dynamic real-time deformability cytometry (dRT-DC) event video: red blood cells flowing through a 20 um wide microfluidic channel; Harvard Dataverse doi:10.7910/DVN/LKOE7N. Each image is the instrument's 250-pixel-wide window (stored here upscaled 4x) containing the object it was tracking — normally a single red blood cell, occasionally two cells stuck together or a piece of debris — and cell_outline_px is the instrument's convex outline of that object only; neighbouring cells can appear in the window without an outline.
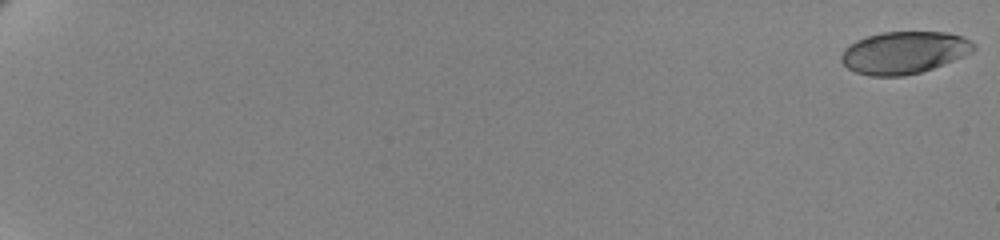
{"species": "human", "species_latin": "Homo sapiens", "temperature_condition": "cold", "stored_images_in_passage": 61, "camera_frame_rate_fps": 3000, "um_per_image_px": 0.085, "donor": {"sex": "female"}, "frame": {"image": 1, "passage_image": 1, "time_ms": 0.0, "image_size_px": [1000, 240], "cell_outline_px": [[976, 48], [972, 52], [964, 56], [932, 68], [920, 72], [904, 76], [872, 76], [856, 72], [848, 68], [840, 60], [840, 56], [844, 48], [856, 40], [880, 32], [948, 32], [960, 36], [976, 44]], "centroid_in_image_um": [76.83, 4.46], "position_along_channel_um": 8.2, "area_um2": 32.54}}
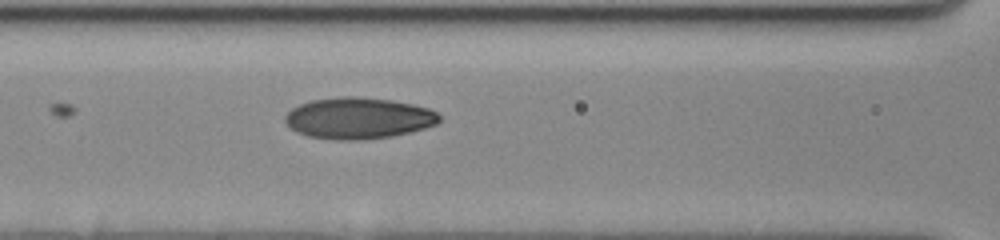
{"frame": {"image": 2, "passage_image": 32, "time_ms": 10.333, "image_size_px": [1000, 240], "cell_outline_px": [[440, 120], [436, 124], [424, 128], [392, 136], [356, 140], [336, 140], [308, 136], [296, 132], [284, 120], [284, 116], [292, 108], [300, 104], [312, 100], [340, 96], [360, 96], [392, 100], [412, 104], [428, 108], [436, 112], [440, 116]], "centroid_in_image_um": [30.45, 10.03], "position_along_channel_um": 136.1, "area_um2": 37.11}}
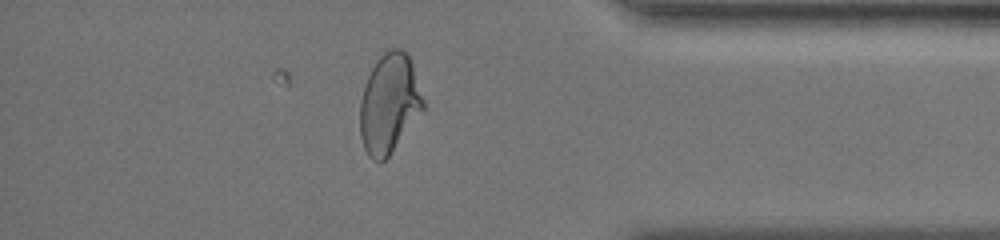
{"frame": {"image": 3, "passage_image": 56, "time_ms": 18.333, "image_size_px": [1000, 240], "cell_outline_px": [[424, 108], [388, 156], [384, 160], [372, 160], [368, 156], [364, 148], [360, 136], [360, 100], [368, 76], [372, 68], [380, 56], [388, 48], [400, 48], [412, 60], [424, 100]], "centroid_in_image_um": [33.08, 8.78], "position_along_channel_um": 402.1, "area_um2": 36.3}, "authors_computed_cell_mechanics": {"area_um2": 35.0846, "velocity_mm_per_s": 3.4843, "shape_relaxation_time_tau1_ms": 4.1257, "shape_relaxation_time_tau2_ms": 1.3681, "deformation_change_tau1": 0.1668, "deformation_change_tau2": 0.0562}}